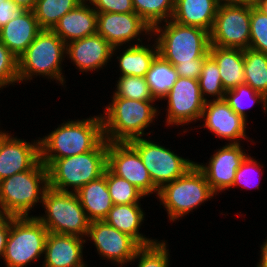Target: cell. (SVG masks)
Wrapping results in <instances>:
<instances>
[{
  "label": "cell",
  "instance_id": "cell-10",
  "mask_svg": "<svg viewBox=\"0 0 267 267\" xmlns=\"http://www.w3.org/2000/svg\"><path fill=\"white\" fill-rule=\"evenodd\" d=\"M129 143L138 151L144 166L147 168L153 184L160 190L165 184L183 176L196 161L175 153L167 148L162 141L155 142L152 138H136Z\"/></svg>",
  "mask_w": 267,
  "mask_h": 267
},
{
  "label": "cell",
  "instance_id": "cell-20",
  "mask_svg": "<svg viewBox=\"0 0 267 267\" xmlns=\"http://www.w3.org/2000/svg\"><path fill=\"white\" fill-rule=\"evenodd\" d=\"M85 243L76 235L48 233L41 267H84Z\"/></svg>",
  "mask_w": 267,
  "mask_h": 267
},
{
  "label": "cell",
  "instance_id": "cell-36",
  "mask_svg": "<svg viewBox=\"0 0 267 267\" xmlns=\"http://www.w3.org/2000/svg\"><path fill=\"white\" fill-rule=\"evenodd\" d=\"M264 166L256 157L251 156V153L248 154L237 169L231 188L241 187V191L243 188L244 190L247 189V191L260 190L262 188L260 187V182L263 177L262 174H264V171H262Z\"/></svg>",
  "mask_w": 267,
  "mask_h": 267
},
{
  "label": "cell",
  "instance_id": "cell-13",
  "mask_svg": "<svg viewBox=\"0 0 267 267\" xmlns=\"http://www.w3.org/2000/svg\"><path fill=\"white\" fill-rule=\"evenodd\" d=\"M251 6L219 5L210 35V45L247 49L250 43Z\"/></svg>",
  "mask_w": 267,
  "mask_h": 267
},
{
  "label": "cell",
  "instance_id": "cell-38",
  "mask_svg": "<svg viewBox=\"0 0 267 267\" xmlns=\"http://www.w3.org/2000/svg\"><path fill=\"white\" fill-rule=\"evenodd\" d=\"M249 48L267 54V14L251 6Z\"/></svg>",
  "mask_w": 267,
  "mask_h": 267
},
{
  "label": "cell",
  "instance_id": "cell-46",
  "mask_svg": "<svg viewBox=\"0 0 267 267\" xmlns=\"http://www.w3.org/2000/svg\"><path fill=\"white\" fill-rule=\"evenodd\" d=\"M22 10H33L37 0H12Z\"/></svg>",
  "mask_w": 267,
  "mask_h": 267
},
{
  "label": "cell",
  "instance_id": "cell-35",
  "mask_svg": "<svg viewBox=\"0 0 267 267\" xmlns=\"http://www.w3.org/2000/svg\"><path fill=\"white\" fill-rule=\"evenodd\" d=\"M168 242L158 240L154 244L141 246L135 253L130 265L137 267H170V253ZM137 261V262H136Z\"/></svg>",
  "mask_w": 267,
  "mask_h": 267
},
{
  "label": "cell",
  "instance_id": "cell-37",
  "mask_svg": "<svg viewBox=\"0 0 267 267\" xmlns=\"http://www.w3.org/2000/svg\"><path fill=\"white\" fill-rule=\"evenodd\" d=\"M113 92L116 97H123L126 99L138 101H156L149 89L145 77L138 76H119L116 78Z\"/></svg>",
  "mask_w": 267,
  "mask_h": 267
},
{
  "label": "cell",
  "instance_id": "cell-42",
  "mask_svg": "<svg viewBox=\"0 0 267 267\" xmlns=\"http://www.w3.org/2000/svg\"><path fill=\"white\" fill-rule=\"evenodd\" d=\"M21 10L12 0H0V28L12 20Z\"/></svg>",
  "mask_w": 267,
  "mask_h": 267
},
{
  "label": "cell",
  "instance_id": "cell-34",
  "mask_svg": "<svg viewBox=\"0 0 267 267\" xmlns=\"http://www.w3.org/2000/svg\"><path fill=\"white\" fill-rule=\"evenodd\" d=\"M106 183L114 205L141 204L145 195L126 179L113 174L106 168Z\"/></svg>",
  "mask_w": 267,
  "mask_h": 267
},
{
  "label": "cell",
  "instance_id": "cell-48",
  "mask_svg": "<svg viewBox=\"0 0 267 267\" xmlns=\"http://www.w3.org/2000/svg\"><path fill=\"white\" fill-rule=\"evenodd\" d=\"M6 215L2 211L1 205H0V221L5 217Z\"/></svg>",
  "mask_w": 267,
  "mask_h": 267
},
{
  "label": "cell",
  "instance_id": "cell-27",
  "mask_svg": "<svg viewBox=\"0 0 267 267\" xmlns=\"http://www.w3.org/2000/svg\"><path fill=\"white\" fill-rule=\"evenodd\" d=\"M209 55L219 67L222 85L226 91L245 83L243 49L210 45Z\"/></svg>",
  "mask_w": 267,
  "mask_h": 267
},
{
  "label": "cell",
  "instance_id": "cell-16",
  "mask_svg": "<svg viewBox=\"0 0 267 267\" xmlns=\"http://www.w3.org/2000/svg\"><path fill=\"white\" fill-rule=\"evenodd\" d=\"M96 33L113 47L142 44L152 37L151 27L135 12L97 13Z\"/></svg>",
  "mask_w": 267,
  "mask_h": 267
},
{
  "label": "cell",
  "instance_id": "cell-4",
  "mask_svg": "<svg viewBox=\"0 0 267 267\" xmlns=\"http://www.w3.org/2000/svg\"><path fill=\"white\" fill-rule=\"evenodd\" d=\"M108 141L104 139L94 150L61 159H40L47 167L50 188L76 193L96 180L107 168Z\"/></svg>",
  "mask_w": 267,
  "mask_h": 267
},
{
  "label": "cell",
  "instance_id": "cell-40",
  "mask_svg": "<svg viewBox=\"0 0 267 267\" xmlns=\"http://www.w3.org/2000/svg\"><path fill=\"white\" fill-rule=\"evenodd\" d=\"M97 13L135 12L132 0H88Z\"/></svg>",
  "mask_w": 267,
  "mask_h": 267
},
{
  "label": "cell",
  "instance_id": "cell-49",
  "mask_svg": "<svg viewBox=\"0 0 267 267\" xmlns=\"http://www.w3.org/2000/svg\"><path fill=\"white\" fill-rule=\"evenodd\" d=\"M89 264H86L84 267H90V266H88ZM92 267V266H91ZM93 267H95V266H93ZM100 267H102V266H100Z\"/></svg>",
  "mask_w": 267,
  "mask_h": 267
},
{
  "label": "cell",
  "instance_id": "cell-6",
  "mask_svg": "<svg viewBox=\"0 0 267 267\" xmlns=\"http://www.w3.org/2000/svg\"><path fill=\"white\" fill-rule=\"evenodd\" d=\"M48 187L47 167L39 160L30 170L0 181L2 211L6 216H34L31 213L42 205Z\"/></svg>",
  "mask_w": 267,
  "mask_h": 267
},
{
  "label": "cell",
  "instance_id": "cell-18",
  "mask_svg": "<svg viewBox=\"0 0 267 267\" xmlns=\"http://www.w3.org/2000/svg\"><path fill=\"white\" fill-rule=\"evenodd\" d=\"M0 129V181L30 170L40 160L39 137L27 141Z\"/></svg>",
  "mask_w": 267,
  "mask_h": 267
},
{
  "label": "cell",
  "instance_id": "cell-5",
  "mask_svg": "<svg viewBox=\"0 0 267 267\" xmlns=\"http://www.w3.org/2000/svg\"><path fill=\"white\" fill-rule=\"evenodd\" d=\"M152 38L158 54L173 66L193 63L209 55V32L199 27L181 25L170 19L152 28Z\"/></svg>",
  "mask_w": 267,
  "mask_h": 267
},
{
  "label": "cell",
  "instance_id": "cell-26",
  "mask_svg": "<svg viewBox=\"0 0 267 267\" xmlns=\"http://www.w3.org/2000/svg\"><path fill=\"white\" fill-rule=\"evenodd\" d=\"M76 195L90 221L104 220L114 205L107 188L106 170L104 175L82 186Z\"/></svg>",
  "mask_w": 267,
  "mask_h": 267
},
{
  "label": "cell",
  "instance_id": "cell-8",
  "mask_svg": "<svg viewBox=\"0 0 267 267\" xmlns=\"http://www.w3.org/2000/svg\"><path fill=\"white\" fill-rule=\"evenodd\" d=\"M43 214L34 215L49 233L87 237L90 220L73 192H63L48 187L41 205Z\"/></svg>",
  "mask_w": 267,
  "mask_h": 267
},
{
  "label": "cell",
  "instance_id": "cell-43",
  "mask_svg": "<svg viewBox=\"0 0 267 267\" xmlns=\"http://www.w3.org/2000/svg\"><path fill=\"white\" fill-rule=\"evenodd\" d=\"M10 232V216H5L0 221V259L3 260L7 238Z\"/></svg>",
  "mask_w": 267,
  "mask_h": 267
},
{
  "label": "cell",
  "instance_id": "cell-28",
  "mask_svg": "<svg viewBox=\"0 0 267 267\" xmlns=\"http://www.w3.org/2000/svg\"><path fill=\"white\" fill-rule=\"evenodd\" d=\"M178 74L175 66L159 54L153 60L146 73L145 79L153 98L159 103L168 94L177 81Z\"/></svg>",
  "mask_w": 267,
  "mask_h": 267
},
{
  "label": "cell",
  "instance_id": "cell-44",
  "mask_svg": "<svg viewBox=\"0 0 267 267\" xmlns=\"http://www.w3.org/2000/svg\"><path fill=\"white\" fill-rule=\"evenodd\" d=\"M218 5L254 6L256 0H217Z\"/></svg>",
  "mask_w": 267,
  "mask_h": 267
},
{
  "label": "cell",
  "instance_id": "cell-9",
  "mask_svg": "<svg viewBox=\"0 0 267 267\" xmlns=\"http://www.w3.org/2000/svg\"><path fill=\"white\" fill-rule=\"evenodd\" d=\"M48 233L35 216H10V232L3 258L5 267H28L37 261L40 264Z\"/></svg>",
  "mask_w": 267,
  "mask_h": 267
},
{
  "label": "cell",
  "instance_id": "cell-39",
  "mask_svg": "<svg viewBox=\"0 0 267 267\" xmlns=\"http://www.w3.org/2000/svg\"><path fill=\"white\" fill-rule=\"evenodd\" d=\"M19 85L18 58L0 40V90ZM4 88V89H3Z\"/></svg>",
  "mask_w": 267,
  "mask_h": 267
},
{
  "label": "cell",
  "instance_id": "cell-47",
  "mask_svg": "<svg viewBox=\"0 0 267 267\" xmlns=\"http://www.w3.org/2000/svg\"><path fill=\"white\" fill-rule=\"evenodd\" d=\"M255 6L263 13L267 14V0H256Z\"/></svg>",
  "mask_w": 267,
  "mask_h": 267
},
{
  "label": "cell",
  "instance_id": "cell-3",
  "mask_svg": "<svg viewBox=\"0 0 267 267\" xmlns=\"http://www.w3.org/2000/svg\"><path fill=\"white\" fill-rule=\"evenodd\" d=\"M65 61L66 43L53 30L42 29L18 57L19 85L39 76L50 82L55 80L66 89Z\"/></svg>",
  "mask_w": 267,
  "mask_h": 267
},
{
  "label": "cell",
  "instance_id": "cell-32",
  "mask_svg": "<svg viewBox=\"0 0 267 267\" xmlns=\"http://www.w3.org/2000/svg\"><path fill=\"white\" fill-rule=\"evenodd\" d=\"M175 0H132L133 8L150 27L172 18Z\"/></svg>",
  "mask_w": 267,
  "mask_h": 267
},
{
  "label": "cell",
  "instance_id": "cell-22",
  "mask_svg": "<svg viewBox=\"0 0 267 267\" xmlns=\"http://www.w3.org/2000/svg\"><path fill=\"white\" fill-rule=\"evenodd\" d=\"M41 30L33 11L21 10L0 28V40L18 58Z\"/></svg>",
  "mask_w": 267,
  "mask_h": 267
},
{
  "label": "cell",
  "instance_id": "cell-45",
  "mask_svg": "<svg viewBox=\"0 0 267 267\" xmlns=\"http://www.w3.org/2000/svg\"><path fill=\"white\" fill-rule=\"evenodd\" d=\"M263 244L260 245V251L259 252V260L256 263L255 266H267V237L265 238V241L262 242Z\"/></svg>",
  "mask_w": 267,
  "mask_h": 267
},
{
  "label": "cell",
  "instance_id": "cell-25",
  "mask_svg": "<svg viewBox=\"0 0 267 267\" xmlns=\"http://www.w3.org/2000/svg\"><path fill=\"white\" fill-rule=\"evenodd\" d=\"M217 0H175L171 20L185 26L212 30L218 9Z\"/></svg>",
  "mask_w": 267,
  "mask_h": 267
},
{
  "label": "cell",
  "instance_id": "cell-17",
  "mask_svg": "<svg viewBox=\"0 0 267 267\" xmlns=\"http://www.w3.org/2000/svg\"><path fill=\"white\" fill-rule=\"evenodd\" d=\"M243 144H228L214 150L207 162H195L216 196L230 191L237 169L249 154Z\"/></svg>",
  "mask_w": 267,
  "mask_h": 267
},
{
  "label": "cell",
  "instance_id": "cell-14",
  "mask_svg": "<svg viewBox=\"0 0 267 267\" xmlns=\"http://www.w3.org/2000/svg\"><path fill=\"white\" fill-rule=\"evenodd\" d=\"M96 248L97 257L116 267H127L141 247L132 237L108 225L104 220L91 221L86 242ZM128 264V265H127Z\"/></svg>",
  "mask_w": 267,
  "mask_h": 267
},
{
  "label": "cell",
  "instance_id": "cell-33",
  "mask_svg": "<svg viewBox=\"0 0 267 267\" xmlns=\"http://www.w3.org/2000/svg\"><path fill=\"white\" fill-rule=\"evenodd\" d=\"M198 81L201 94L206 101L225 98L226 90L222 85L219 67L210 55L205 58Z\"/></svg>",
  "mask_w": 267,
  "mask_h": 267
},
{
  "label": "cell",
  "instance_id": "cell-31",
  "mask_svg": "<svg viewBox=\"0 0 267 267\" xmlns=\"http://www.w3.org/2000/svg\"><path fill=\"white\" fill-rule=\"evenodd\" d=\"M245 84L267 97V54L244 49Z\"/></svg>",
  "mask_w": 267,
  "mask_h": 267
},
{
  "label": "cell",
  "instance_id": "cell-29",
  "mask_svg": "<svg viewBox=\"0 0 267 267\" xmlns=\"http://www.w3.org/2000/svg\"><path fill=\"white\" fill-rule=\"evenodd\" d=\"M224 99L234 112L239 114L247 122L249 121L247 112L255 104L261 105V111H263V114H267V97L245 83L227 90Z\"/></svg>",
  "mask_w": 267,
  "mask_h": 267
},
{
  "label": "cell",
  "instance_id": "cell-30",
  "mask_svg": "<svg viewBox=\"0 0 267 267\" xmlns=\"http://www.w3.org/2000/svg\"><path fill=\"white\" fill-rule=\"evenodd\" d=\"M84 0H37L33 13L41 29L52 30L59 20Z\"/></svg>",
  "mask_w": 267,
  "mask_h": 267
},
{
  "label": "cell",
  "instance_id": "cell-41",
  "mask_svg": "<svg viewBox=\"0 0 267 267\" xmlns=\"http://www.w3.org/2000/svg\"><path fill=\"white\" fill-rule=\"evenodd\" d=\"M206 57H200L193 60V63L177 64L175 66L178 77L192 78L198 80L201 74L202 66Z\"/></svg>",
  "mask_w": 267,
  "mask_h": 267
},
{
  "label": "cell",
  "instance_id": "cell-24",
  "mask_svg": "<svg viewBox=\"0 0 267 267\" xmlns=\"http://www.w3.org/2000/svg\"><path fill=\"white\" fill-rule=\"evenodd\" d=\"M146 216L142 204H120L112 206L104 221L118 231L132 237L140 246H148L159 239L149 238V235L146 237V234L140 231L141 227L144 226V221H147Z\"/></svg>",
  "mask_w": 267,
  "mask_h": 267
},
{
  "label": "cell",
  "instance_id": "cell-1",
  "mask_svg": "<svg viewBox=\"0 0 267 267\" xmlns=\"http://www.w3.org/2000/svg\"><path fill=\"white\" fill-rule=\"evenodd\" d=\"M110 98L111 102L106 106L103 104L101 113L104 139L108 142H129L136 138L152 137L154 130L149 127L158 122L156 119L163 110V107H158L157 101H138L114 94Z\"/></svg>",
  "mask_w": 267,
  "mask_h": 267
},
{
  "label": "cell",
  "instance_id": "cell-15",
  "mask_svg": "<svg viewBox=\"0 0 267 267\" xmlns=\"http://www.w3.org/2000/svg\"><path fill=\"white\" fill-rule=\"evenodd\" d=\"M107 168L129 181L145 196L154 194L157 198L159 189L153 184L138 151L129 142H108Z\"/></svg>",
  "mask_w": 267,
  "mask_h": 267
},
{
  "label": "cell",
  "instance_id": "cell-19",
  "mask_svg": "<svg viewBox=\"0 0 267 267\" xmlns=\"http://www.w3.org/2000/svg\"><path fill=\"white\" fill-rule=\"evenodd\" d=\"M113 48L108 41L96 33L67 43L66 59L81 74L98 73L99 70L107 69L108 65H111Z\"/></svg>",
  "mask_w": 267,
  "mask_h": 267
},
{
  "label": "cell",
  "instance_id": "cell-11",
  "mask_svg": "<svg viewBox=\"0 0 267 267\" xmlns=\"http://www.w3.org/2000/svg\"><path fill=\"white\" fill-rule=\"evenodd\" d=\"M166 101L163 112L164 126L166 127H182L183 134L191 129L189 125L200 121L202 111L206 100L201 94L199 81L192 78L178 77L177 81L170 89L168 94L162 99ZM184 126V127H183ZM185 126H188L187 128ZM186 128V129H185Z\"/></svg>",
  "mask_w": 267,
  "mask_h": 267
},
{
  "label": "cell",
  "instance_id": "cell-2",
  "mask_svg": "<svg viewBox=\"0 0 267 267\" xmlns=\"http://www.w3.org/2000/svg\"><path fill=\"white\" fill-rule=\"evenodd\" d=\"M39 137L40 159H61L94 150L103 140L101 113L69 119Z\"/></svg>",
  "mask_w": 267,
  "mask_h": 267
},
{
  "label": "cell",
  "instance_id": "cell-21",
  "mask_svg": "<svg viewBox=\"0 0 267 267\" xmlns=\"http://www.w3.org/2000/svg\"><path fill=\"white\" fill-rule=\"evenodd\" d=\"M157 55V44L155 40L150 37L148 41L142 44L114 47L112 58H116H114L115 60L112 59V61L118 64L117 68L119 71H116V74L120 72L118 76L145 77Z\"/></svg>",
  "mask_w": 267,
  "mask_h": 267
},
{
  "label": "cell",
  "instance_id": "cell-23",
  "mask_svg": "<svg viewBox=\"0 0 267 267\" xmlns=\"http://www.w3.org/2000/svg\"><path fill=\"white\" fill-rule=\"evenodd\" d=\"M66 44L97 32V12L88 0L66 13L52 29Z\"/></svg>",
  "mask_w": 267,
  "mask_h": 267
},
{
  "label": "cell",
  "instance_id": "cell-12",
  "mask_svg": "<svg viewBox=\"0 0 267 267\" xmlns=\"http://www.w3.org/2000/svg\"><path fill=\"white\" fill-rule=\"evenodd\" d=\"M199 123L202 124L196 127L191 125V130L207 129L217 139L228 141L225 142L228 144H241L245 141L250 142V145L256 143L247 134L249 123L234 112L225 99L206 101Z\"/></svg>",
  "mask_w": 267,
  "mask_h": 267
},
{
  "label": "cell",
  "instance_id": "cell-7",
  "mask_svg": "<svg viewBox=\"0 0 267 267\" xmlns=\"http://www.w3.org/2000/svg\"><path fill=\"white\" fill-rule=\"evenodd\" d=\"M214 197L216 195L204 173L193 165L183 176L165 184L159 190L157 199L159 206L166 211L169 222L174 223L185 219L186 215L189 216Z\"/></svg>",
  "mask_w": 267,
  "mask_h": 267
}]
</instances>
